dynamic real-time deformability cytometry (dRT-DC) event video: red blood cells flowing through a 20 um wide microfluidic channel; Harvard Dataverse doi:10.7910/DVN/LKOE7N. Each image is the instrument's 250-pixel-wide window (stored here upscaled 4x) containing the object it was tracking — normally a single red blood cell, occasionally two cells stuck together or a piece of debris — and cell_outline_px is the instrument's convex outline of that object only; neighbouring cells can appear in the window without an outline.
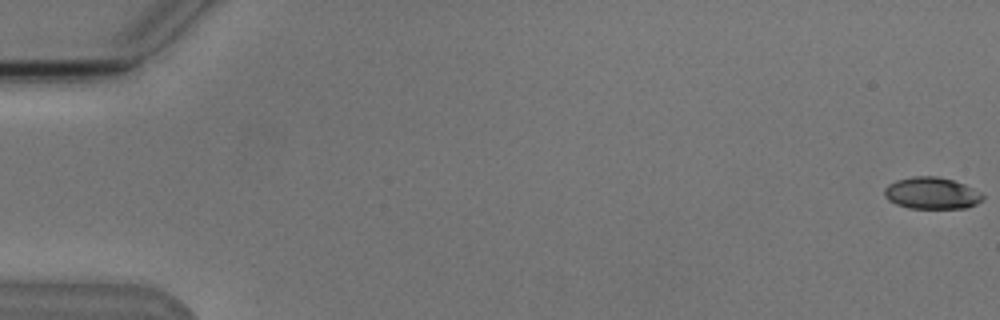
{"species": "Egyptian fruit bat (a non-hibernating species)", "species_latin": "Rousettus aegyptiacus", "temperature_condition": "cold", "stored_images_in_passage": 8, "camera_frame_rate_fps": 3000, "um_per_image_px": 0.085, "animal": {"sex": "male"}, "frame": {"image": 1, "passage_image": 1, "time_ms": 0.0, "image_size_px": [1000, 320], "cell_outline_px": [[984, 200], [968, 208], [908, 208], [896, 204], [888, 200], [884, 196], [884, 188], [888, 184], [896, 180], [912, 176], [936, 176], [952, 180], [964, 184], [980, 192], [984, 196]], "centroid_in_image_um": [79.18, 16.42], "position_along_channel_um": 5.8, "area_um2": 18.32}}
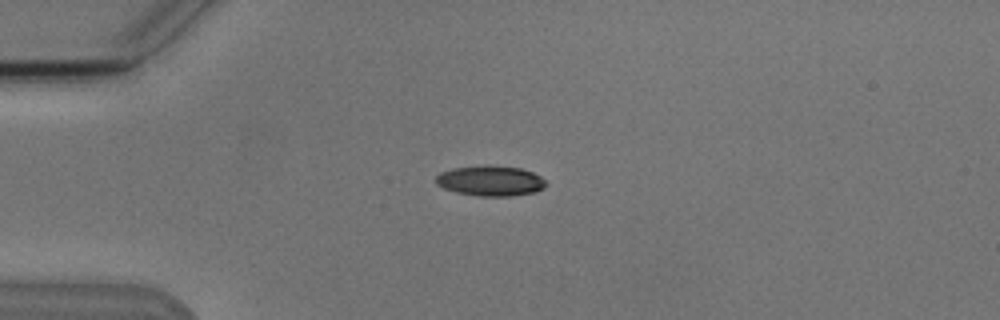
{"frame": {"image": 2, "passage_image": 5, "time_ms": 4.667, "image_size_px": [1000, 320], "cell_outline_px": [[548, 184], [544, 188], [536, 192], [512, 196], [480, 196], [456, 192], [444, 188], [436, 184], [436, 176], [440, 172], [452, 168], [484, 164], [488, 164], [520, 168], [532, 172], [540, 176]], "centroid_in_image_um": [41.69, 15.36], "position_along_channel_um": 43.3, "area_um2": 19.71}}
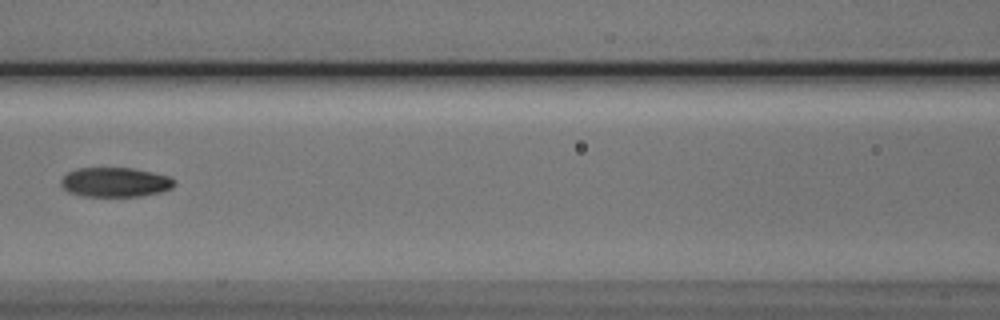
{"frame": {"image": 3, "passage_image": 8, "time_ms": 8.333, "image_size_px": [1000, 320], "cell_outline_px": [[176, 184], [172, 188], [160, 192], [140, 196], [84, 196], [68, 192], [60, 184], [60, 180], [68, 172], [80, 168], [132, 168], [172, 176], [176, 180]], "centroid_in_image_um": [9.83, 15.48], "position_along_channel_um": 156.8, "area_um2": 19.59}}